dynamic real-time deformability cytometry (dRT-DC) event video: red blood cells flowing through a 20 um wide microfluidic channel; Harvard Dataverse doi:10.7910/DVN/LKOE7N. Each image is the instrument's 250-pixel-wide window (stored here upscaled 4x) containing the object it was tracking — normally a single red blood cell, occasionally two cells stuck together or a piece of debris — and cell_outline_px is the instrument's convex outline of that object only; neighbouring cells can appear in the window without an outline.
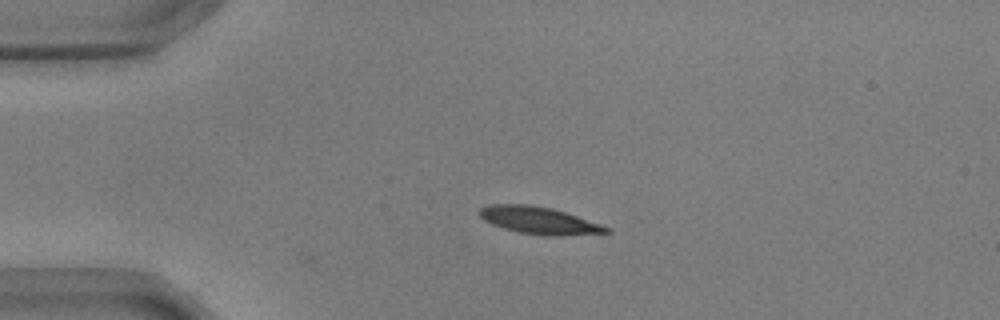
{"species": "common noctule bat (a hibernating species)", "species_latin": "Nyctalus noctula", "temperature_condition": "warm", "stored_images_in_passage": 46, "camera_frame_rate_fps": 3000, "um_per_image_px": 0.085, "animal": {"sex": "male", "body_mass_g": 17.9, "forearm_length_mm": 54.2}, "frame": {"image": 1, "passage_image": 1, "time_ms": 0.0, "image_size_px": [1000, 320], "cell_outline_px": [[612, 232], [560, 236], [544, 236], [520, 232], [504, 228], [492, 224], [484, 220], [476, 212], [480, 208], [488, 204], [528, 204], [552, 208], [612, 228]], "centroid_in_image_um": [45.8, 18.73], "position_along_channel_um": 39.2, "area_um2": 20.11}}
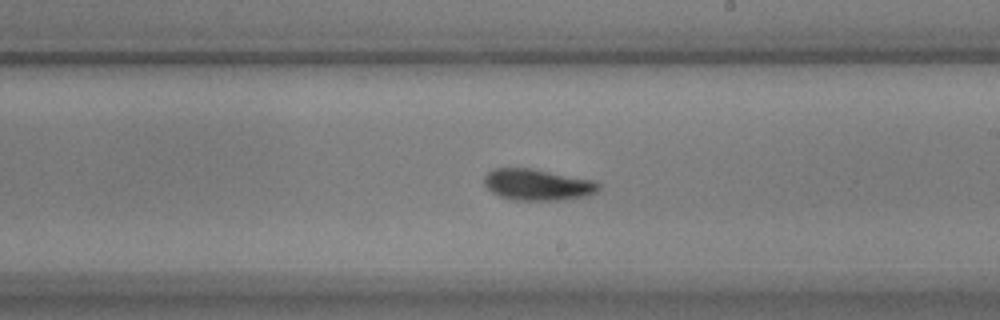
{"frame": {"image": 2, "passage_image": 21, "time_ms": 6.667, "image_size_px": [1000, 320], "cell_outline_px": [[600, 188], [596, 192], [588, 196], [564, 200], [512, 200], [500, 196], [492, 192], [484, 184], [484, 176], [492, 168], [532, 168], [596, 180], [600, 184]], "centroid_in_image_um": [45.72, 15.69], "position_along_channel_um": 243.3, "area_um2": 21.21}}
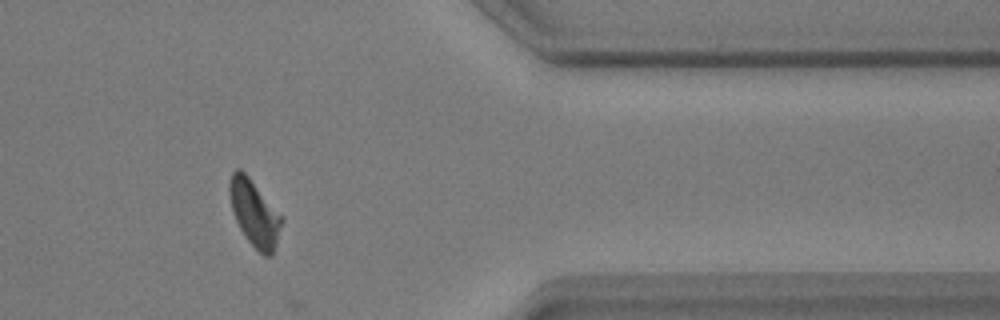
{"frame": {"image": 3, "passage_image": 35, "time_ms": 11.333, "image_size_px": [1000, 320], "cell_outline_px": [[284, 220], [272, 256], [264, 256], [244, 236], [236, 220], [232, 208], [228, 192], [228, 184], [232, 172], [236, 168], [240, 168], [248, 176], [284, 216]], "centroid_in_image_um": [21.65, 18.1], "position_along_channel_um": 389.8, "area_um2": 20.29}}